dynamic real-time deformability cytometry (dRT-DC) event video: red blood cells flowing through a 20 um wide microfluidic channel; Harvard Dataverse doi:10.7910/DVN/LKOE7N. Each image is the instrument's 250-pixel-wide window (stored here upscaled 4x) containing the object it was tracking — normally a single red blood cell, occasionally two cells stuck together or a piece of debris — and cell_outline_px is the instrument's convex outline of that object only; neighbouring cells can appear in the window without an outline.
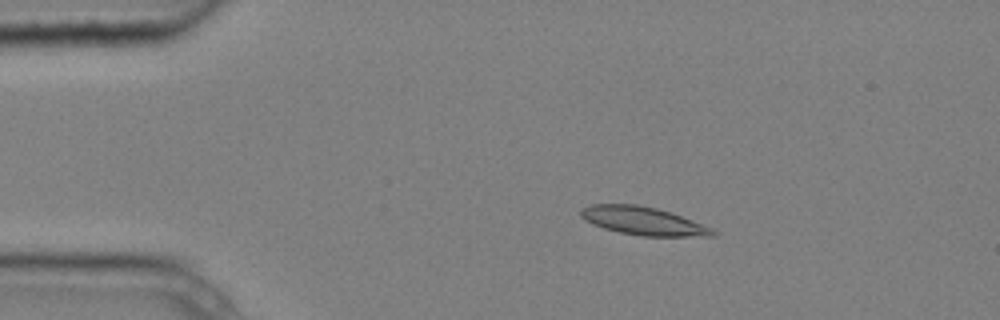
{"species": "common noctule bat (a hibernating species)", "species_latin": "Nyctalus noctula", "temperature_condition": "cold", "stored_images_in_passage": 6, "camera_frame_rate_fps": 3000, "um_per_image_px": 0.085, "animal": {"sex": "male", "body_mass_g": 20.4}, "frame": {"image": 1, "passage_image": 2, "time_ms": 0.333, "image_size_px": [1000, 320], "cell_outline_px": [[716, 236], [640, 236], [620, 232], [604, 228], [592, 224], [584, 220], [580, 216], [580, 208], [592, 204], [636, 204], [656, 208], [672, 212], [712, 228], [716, 232]], "centroid_in_image_um": [54.65, 18.77], "position_along_channel_um": 30.4, "area_um2": 21.73}}
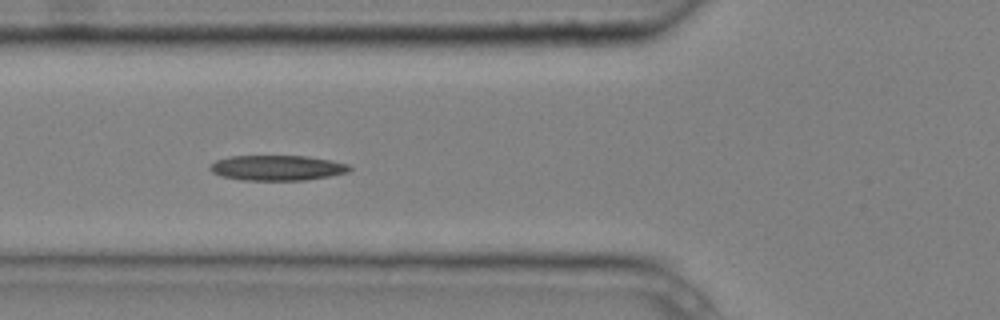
{"frame": {"image": 2, "passage_image": 5, "time_ms": 1.333, "image_size_px": [1000, 320], "cell_outline_px": [[352, 168], [348, 172], [328, 176], [304, 180], [240, 180], [220, 176], [212, 172], [208, 168], [216, 160], [228, 156], [308, 156], [332, 160], [348, 164]], "centroid_in_image_um": [23.54, 14.26], "position_along_channel_um": 102.3, "area_um2": 20.58}}
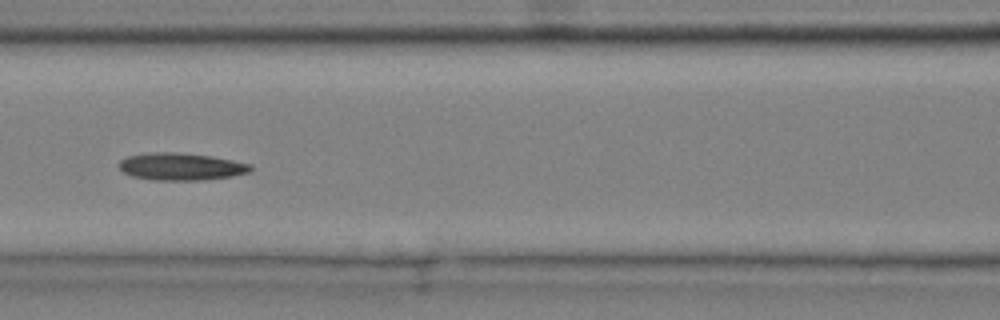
{"frame": {"image": 3, "passage_image": 6, "time_ms": 1.667, "image_size_px": [1000, 320], "cell_outline_px": [[252, 168], [248, 172], [232, 176], [204, 180], [152, 180], [132, 176], [124, 172], [120, 168], [120, 160], [128, 156], [148, 152], [180, 152], [212, 156], [252, 164]], "centroid_in_image_um": [15.39, 14.15], "position_along_channel_um": 151.2, "area_um2": 20.98}}